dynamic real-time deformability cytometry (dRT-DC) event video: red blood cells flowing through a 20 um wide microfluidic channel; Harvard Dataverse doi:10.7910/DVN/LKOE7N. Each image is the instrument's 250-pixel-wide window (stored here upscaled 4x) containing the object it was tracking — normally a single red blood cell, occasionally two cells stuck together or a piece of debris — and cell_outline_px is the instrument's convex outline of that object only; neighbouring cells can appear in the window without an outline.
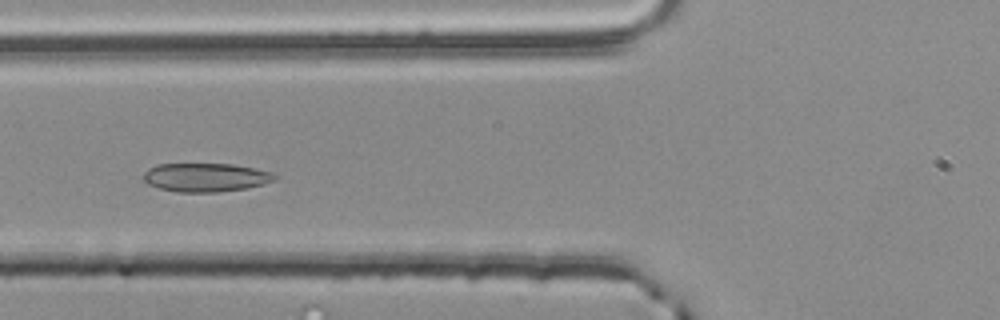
{"species": "common noctule bat (a hibernating species)", "species_latin": "Nyctalus noctula", "temperature_condition": "room temperature", "stored_images_in_passage": 3, "camera_frame_rate_fps": 3000, "um_per_image_px": 0.085, "animal": {"sex": "male", "body_mass_g": 20.4}, "frame": {"image": 1, "passage_image": 3, "time_ms": 0.667, "image_size_px": [1000, 320], "cell_outline_px": [[280, 176], [276, 180], [264, 184], [248, 188], [220, 192], [176, 192], [160, 188], [148, 184], [140, 176], [148, 168], [156, 164], [232, 164], [272, 172]], "centroid_in_image_um": [17.49, 15.08], "position_along_channel_um": 108.3, "area_um2": 22.2}}